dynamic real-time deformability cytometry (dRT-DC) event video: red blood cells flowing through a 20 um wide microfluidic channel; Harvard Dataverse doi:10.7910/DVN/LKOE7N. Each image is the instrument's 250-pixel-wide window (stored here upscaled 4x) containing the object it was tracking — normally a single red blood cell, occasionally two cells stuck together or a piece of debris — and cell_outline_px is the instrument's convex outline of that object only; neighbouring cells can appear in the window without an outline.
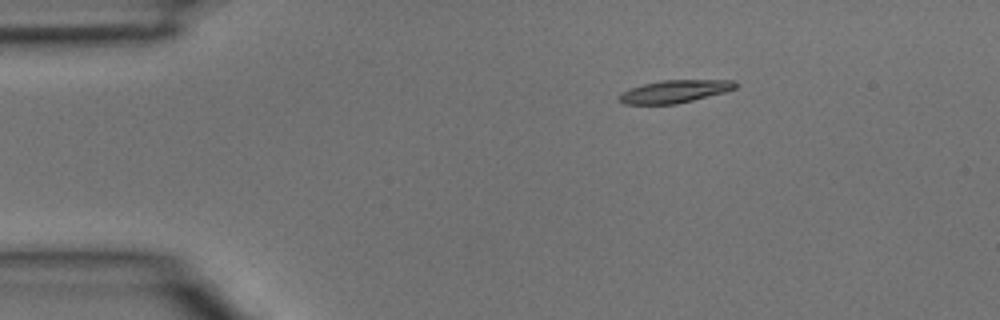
{"species": "common noctule bat (a hibernating species)", "species_latin": "Nyctalus noctula", "temperature_condition": "room temperature", "stored_images_in_passage": 3, "camera_frame_rate_fps": 3000, "um_per_image_px": 0.085, "animal": {"sex": "male", "body_mass_g": 15.6}, "frame": {"image": 1, "passage_image": 1, "time_ms": 0.0, "image_size_px": [1000, 320], "cell_outline_px": [[736, 88], [724, 92], [676, 104], [624, 104], [616, 100], [620, 92], [644, 84], [660, 80], [736, 80]], "centroid_in_image_um": [57.3, 7.77], "position_along_channel_um": 27.7, "area_um2": 15.32}}
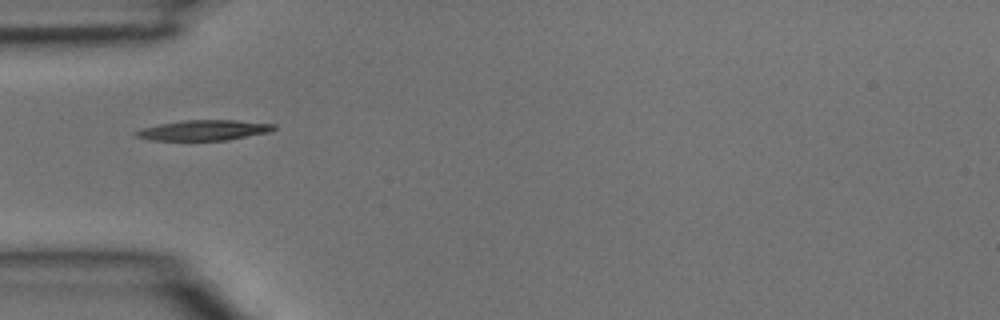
{"frame": {"image": 2, "passage_image": 2, "time_ms": 0.333, "image_size_px": [1000, 320], "cell_outline_px": [[276, 128], [272, 132], [228, 140], [152, 140], [136, 136], [132, 132], [140, 128], [160, 124], [184, 120], [236, 120], [276, 124]], "centroid_in_image_um": [17.36, 11.06], "position_along_channel_um": 67.6, "area_um2": 16.47}}
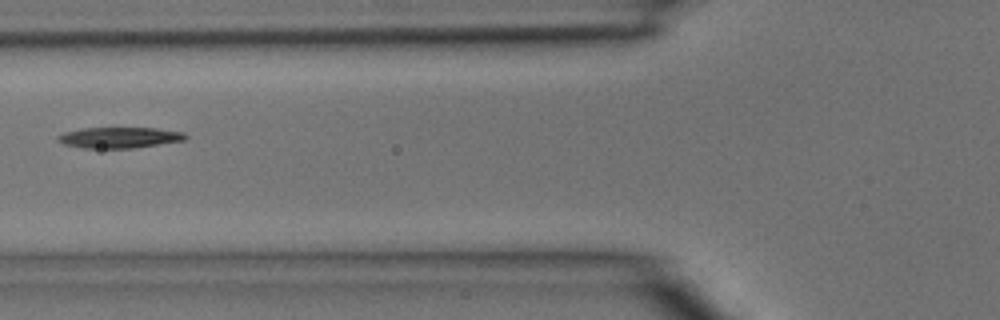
{"frame": {"image": 3, "passage_image": 3, "time_ms": 0.667, "image_size_px": [1000, 320], "cell_outline_px": [[188, 136], [184, 140], [136, 148], [84, 148], [64, 144], [56, 140], [56, 136], [64, 132], [84, 128], [156, 128], [184, 132]], "centroid_in_image_um": [10.14, 11.69], "position_along_channel_um": 115.7, "area_um2": 15.55}}